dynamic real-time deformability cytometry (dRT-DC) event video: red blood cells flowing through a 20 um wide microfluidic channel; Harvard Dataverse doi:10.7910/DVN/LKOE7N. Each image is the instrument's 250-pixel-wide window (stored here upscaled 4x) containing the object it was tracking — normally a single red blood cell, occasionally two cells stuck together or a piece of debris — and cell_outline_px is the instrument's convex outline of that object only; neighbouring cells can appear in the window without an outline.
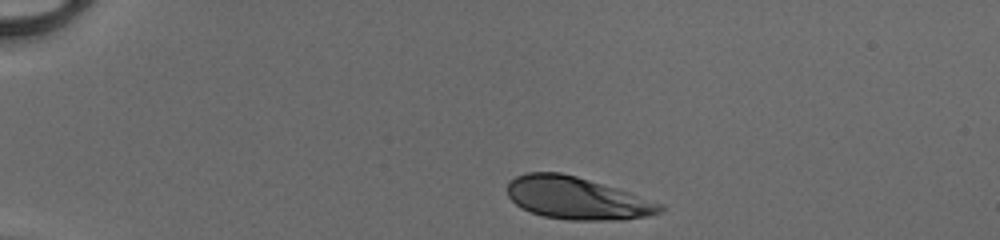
{"species": "human", "species_latin": "Homo sapiens", "temperature_condition": "cold", "stored_images_in_passage": 33, "camera_frame_rate_fps": 3000, "um_per_image_px": 0.085, "donor": {"sex": "male"}, "frame": {"image": 1, "passage_image": 1, "time_ms": 0.0, "image_size_px": [1000, 240], "cell_outline_px": [[664, 208], [660, 212], [648, 216], [624, 220], [568, 220], [544, 216], [520, 208], [508, 196], [508, 180], [516, 176], [528, 172], [560, 172], [576, 176], [616, 188], [664, 204]], "centroid_in_image_um": [49.03, 16.85], "position_along_channel_um": 36.0, "area_um2": 37.69}}
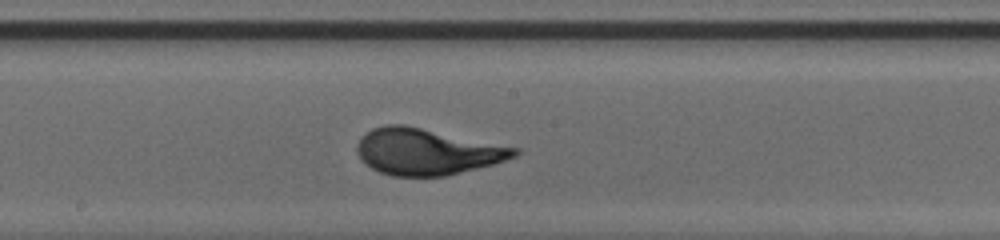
{"frame": {"image": 2, "passage_image": 19, "time_ms": 6.0, "image_size_px": [1000, 240], "cell_outline_px": [[520, 152], [516, 156], [492, 164], [444, 176], [392, 176], [380, 172], [364, 164], [360, 160], [356, 152], [356, 144], [360, 136], [372, 128], [384, 124], [404, 124], [520, 148]], "centroid_in_image_um": [36.22, 12.87], "position_along_channel_um": 212.0, "area_um2": 42.66}}
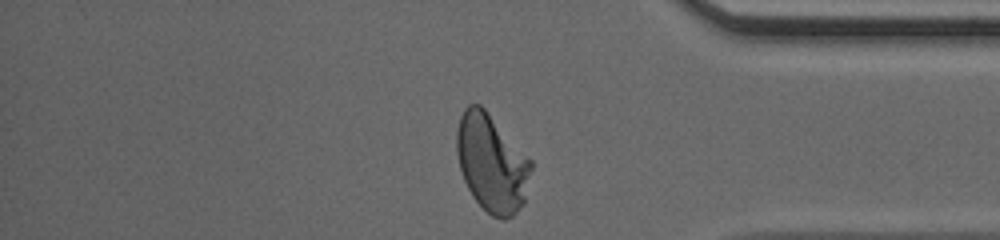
{"frame": {"image": 3, "passage_image": 33, "time_ms": 10.667, "image_size_px": [1000, 240], "cell_outline_px": [[532, 168], [524, 204], [512, 216], [504, 220], [500, 220], [492, 216], [472, 196], [464, 180], [460, 168], [456, 152], [456, 132], [460, 116], [464, 108], [468, 104], [480, 104], [484, 108], [532, 160]], "centroid_in_image_um": [41.8, 13.86], "position_along_channel_um": 393.4, "area_um2": 42.37}, "authors_computed_cell_mechanics": {"area_um2": 41.1536, "velocity_mm_per_s": 4.1499, "shape_relaxation_time_tau1_ms": 3.1099, "shape_relaxation_time_tau2_ms": null, "deformation_change_tau1": 0.1778, "deformation_change_tau2": null}}